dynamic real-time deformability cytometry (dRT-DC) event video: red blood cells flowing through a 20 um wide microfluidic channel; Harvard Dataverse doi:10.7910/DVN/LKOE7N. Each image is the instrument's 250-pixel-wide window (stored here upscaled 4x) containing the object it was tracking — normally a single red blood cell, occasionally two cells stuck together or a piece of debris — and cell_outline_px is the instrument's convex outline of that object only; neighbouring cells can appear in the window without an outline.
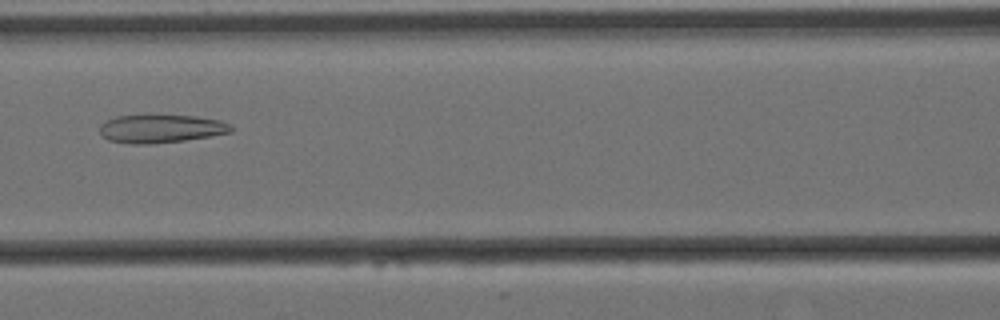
{"species": "Egyptian fruit bat (a non-hibernating species)", "species_latin": "Rousettus aegyptiacus", "temperature_condition": "cold", "stored_images_in_passage": 11, "camera_frame_rate_fps": 3000, "um_per_image_px": 0.085, "animal": {"sex": "female"}, "frame": {"image": 1, "passage_image": 7, "time_ms": 2.0, "image_size_px": [1000, 320], "cell_outline_px": [[232, 132], [212, 136], [184, 140], [152, 144], [132, 144], [108, 140], [100, 132], [100, 124], [116, 116], [196, 116], [220, 120], [232, 124]], "centroid_in_image_um": [13.72, 10.95], "position_along_channel_um": 152.9, "area_um2": 21.44}}
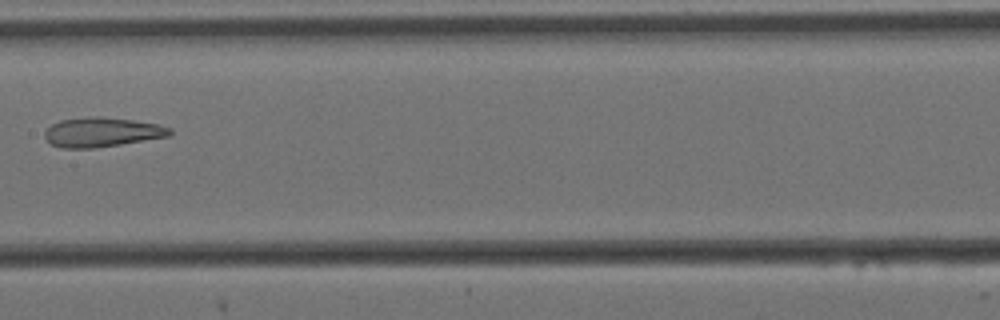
{"frame": {"image": 2, "passage_image": 8, "time_ms": 2.333, "image_size_px": [1000, 320], "cell_outline_px": [[172, 132], [168, 136], [96, 148], [60, 148], [52, 144], [44, 136], [44, 132], [52, 124], [60, 120], [92, 116], [100, 116], [132, 120], [160, 124], [172, 128]], "centroid_in_image_um": [8.66, 11.23], "position_along_channel_um": 198.7, "area_um2": 21.44}}
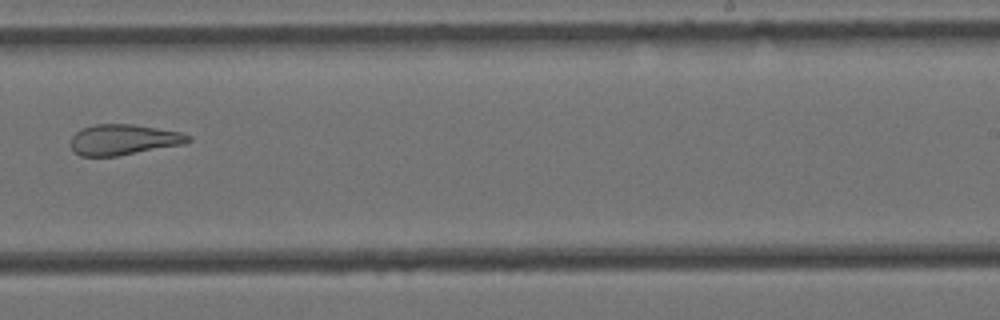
{"frame": {"image": 3, "passage_image": 10, "time_ms": 3.0, "image_size_px": [1000, 320], "cell_outline_px": [[192, 140], [184, 144], [116, 156], [80, 156], [72, 152], [72, 136], [76, 132], [84, 128], [96, 124], [132, 124], [180, 132], [192, 136]], "centroid_in_image_um": [10.51, 11.87], "position_along_channel_um": 278.5, "area_um2": 20.81}}